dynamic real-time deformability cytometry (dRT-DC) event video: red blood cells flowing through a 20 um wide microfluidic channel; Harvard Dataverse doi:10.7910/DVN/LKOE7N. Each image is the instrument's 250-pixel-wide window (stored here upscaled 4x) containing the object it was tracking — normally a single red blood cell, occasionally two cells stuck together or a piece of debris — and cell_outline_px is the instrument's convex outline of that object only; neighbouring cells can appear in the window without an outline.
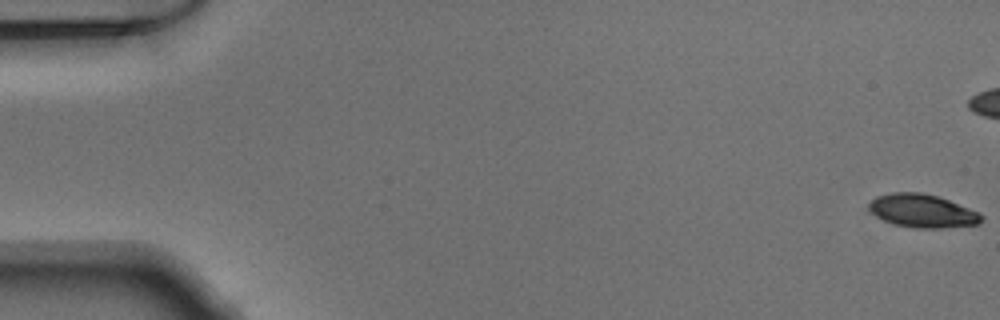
{"species": "Egyptian fruit bat (a non-hibernating species)", "species_latin": "Rousettus aegyptiacus", "temperature_condition": "warm", "stored_images_in_passage": 53, "camera_frame_rate_fps": 3000, "um_per_image_px": 0.085, "animal": {"sex": "male"}, "frame": {"image": 1, "passage_image": 1, "time_ms": 0.0, "image_size_px": [1000, 320], "cell_outline_px": [[984, 216], [980, 224], [940, 228], [912, 228], [896, 224], [884, 220], [876, 216], [868, 208], [868, 204], [876, 196], [892, 192], [920, 192], [936, 196], [948, 200], [980, 212]], "centroid_in_image_um": [78.42, 17.93], "position_along_channel_um": 6.6, "area_um2": 21.79}}
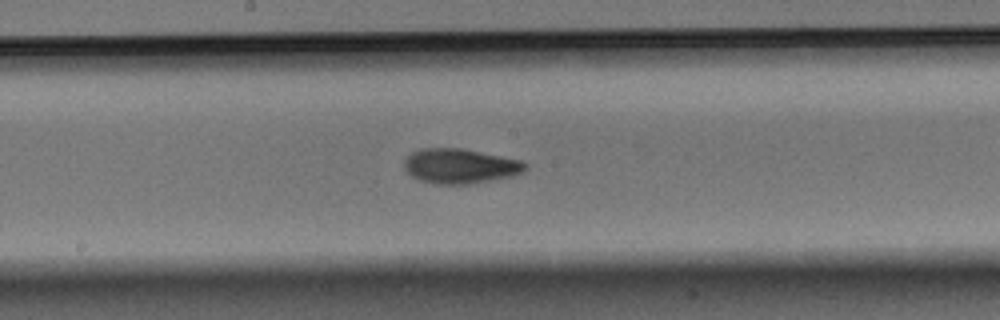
{"frame": {"image": 2, "passage_image": 28, "time_ms": 9.0, "image_size_px": [1000, 320], "cell_outline_px": [[528, 168], [524, 172], [512, 176], [468, 184], [436, 184], [420, 180], [412, 176], [404, 168], [404, 160], [412, 152], [420, 148], [460, 148], [524, 160], [528, 164]], "centroid_in_image_um": [39.14, 14.11], "position_along_channel_um": 209.1, "area_um2": 24.68}}
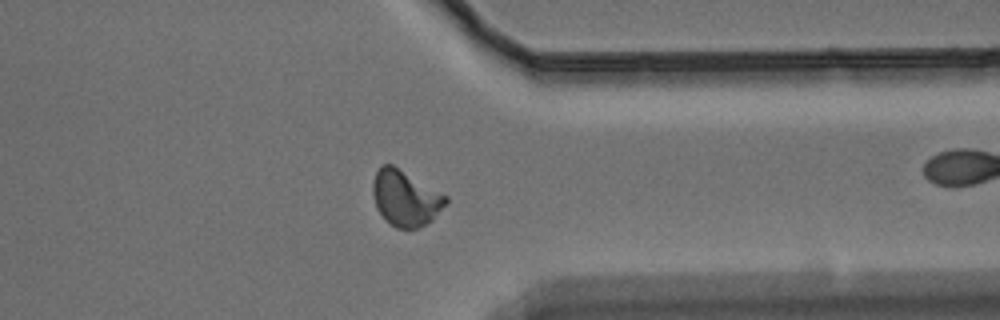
{"frame": {"image": 3, "passage_image": 41, "time_ms": 13.333, "image_size_px": [1000, 320], "cell_outline_px": [[448, 200], [432, 220], [420, 228], [396, 228], [376, 208], [372, 192], [372, 184], [376, 172], [380, 164], [392, 164], [448, 196]], "centroid_in_image_um": [34.45, 16.82], "position_along_channel_um": 376.9, "area_um2": 23.47}}